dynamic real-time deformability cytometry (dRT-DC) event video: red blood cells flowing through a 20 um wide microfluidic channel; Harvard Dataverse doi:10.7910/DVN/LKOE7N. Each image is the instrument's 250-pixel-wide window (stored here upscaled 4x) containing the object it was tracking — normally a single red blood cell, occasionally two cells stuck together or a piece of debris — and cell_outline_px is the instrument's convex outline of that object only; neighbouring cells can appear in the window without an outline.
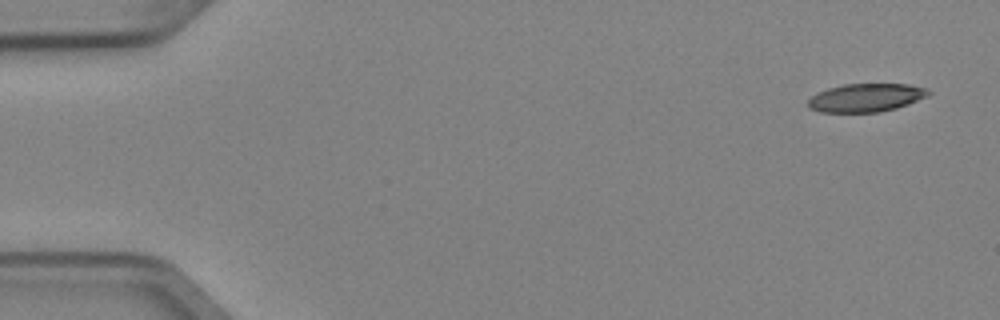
{"species": "Egyptian fruit bat (a non-hibernating species)", "species_latin": "Rousettus aegyptiacus", "temperature_condition": "cold", "stored_images_in_passage": 6, "camera_frame_rate_fps": 3000, "um_per_image_px": 0.085, "animal": {"sex": "female"}, "frame": {"image": 1, "passage_image": 1, "time_ms": 0.0, "image_size_px": [1000, 320], "cell_outline_px": [[932, 92], [928, 96], [908, 104], [896, 108], [880, 112], [820, 112], [808, 108], [808, 100], [816, 92], [828, 88], [844, 84], [908, 84], [928, 88]], "centroid_in_image_um": [73.61, 8.3], "position_along_channel_um": 11.4, "area_um2": 20.0}}
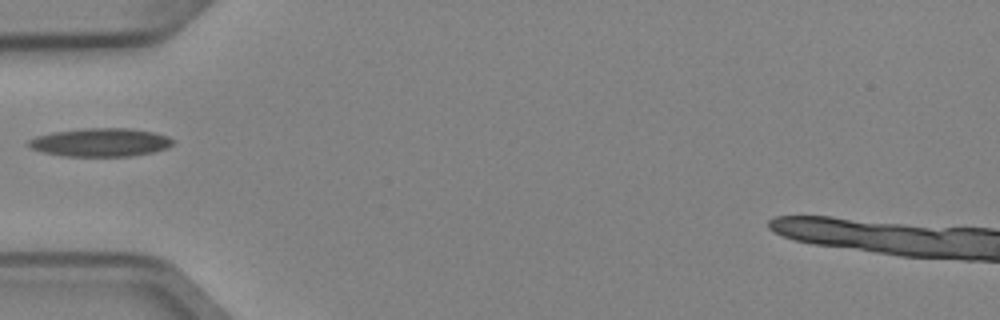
{"frame": {"image": 2, "passage_image": 5, "time_ms": 1.333, "image_size_px": [1000, 320], "cell_outline_px": [[176, 140], [172, 144], [164, 148], [152, 152], [128, 156], [64, 156], [44, 152], [32, 148], [28, 144], [28, 140], [36, 136], [52, 132], [84, 128], [128, 128], [156, 132], [168, 136]], "centroid_in_image_um": [8.55, 12.09], "position_along_channel_um": 76.4, "area_um2": 23.76}}
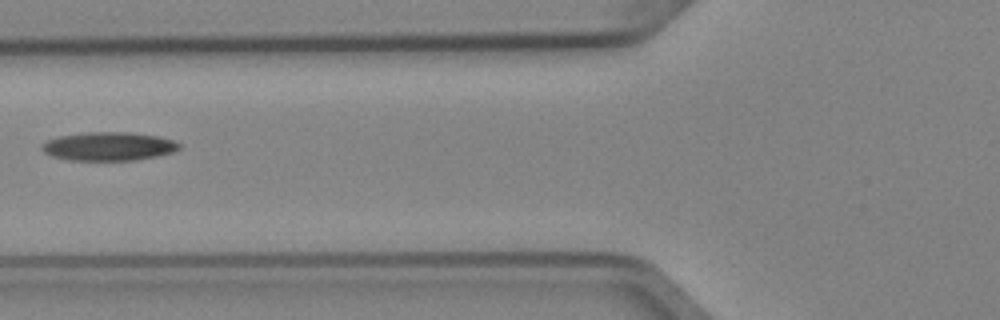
{"frame": {"image": 3, "passage_image": 6, "time_ms": 1.667, "image_size_px": [1000, 320], "cell_outline_px": [[180, 148], [172, 152], [156, 156], [132, 160], [68, 160], [52, 156], [44, 152], [40, 148], [40, 144], [48, 140], [60, 136], [88, 132], [128, 132], [156, 136], [172, 140], [180, 144]], "centroid_in_image_um": [9.19, 12.44], "position_along_channel_um": 116.6, "area_um2": 22.66}}